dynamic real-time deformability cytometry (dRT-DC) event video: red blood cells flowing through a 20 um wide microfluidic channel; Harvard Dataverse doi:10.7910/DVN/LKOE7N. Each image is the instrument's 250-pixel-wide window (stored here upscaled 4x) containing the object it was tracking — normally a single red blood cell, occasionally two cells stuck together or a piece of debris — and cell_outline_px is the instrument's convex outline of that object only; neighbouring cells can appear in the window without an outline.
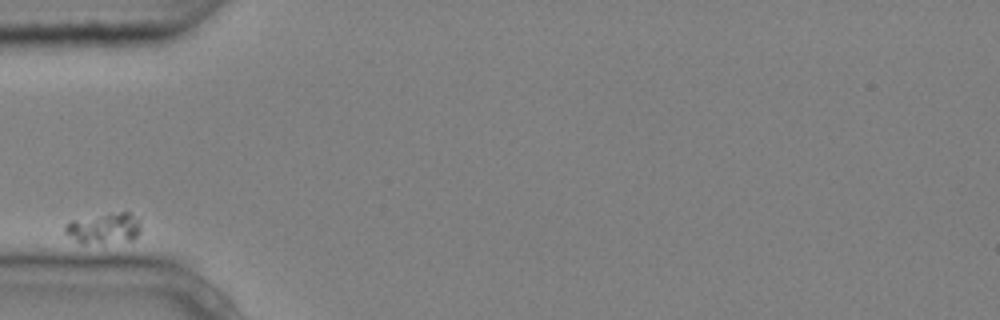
{"species": "common noctule bat (a hibernating species)", "species_latin": "Nyctalus noctula", "temperature_condition": "cold", "stored_images_in_passage": 3, "camera_frame_rate_fps": 3000, "um_per_image_px": 0.085, "animal": {"sex": "male", "body_mass_g": 20.4}, "frame": {"image": 1, "passage_image": 1, "time_ms": 0.0, "image_size_px": [1000, 320], "cell_outline_px": [[140, 232], [132, 240], [84, 244], [80, 244], [64, 232], [64, 224], [68, 220], [108, 212], [128, 212], [140, 224]], "centroid_in_image_um": [8.75, 19.39], "position_along_channel_um": 76.2, "area_um2": 13.76}}